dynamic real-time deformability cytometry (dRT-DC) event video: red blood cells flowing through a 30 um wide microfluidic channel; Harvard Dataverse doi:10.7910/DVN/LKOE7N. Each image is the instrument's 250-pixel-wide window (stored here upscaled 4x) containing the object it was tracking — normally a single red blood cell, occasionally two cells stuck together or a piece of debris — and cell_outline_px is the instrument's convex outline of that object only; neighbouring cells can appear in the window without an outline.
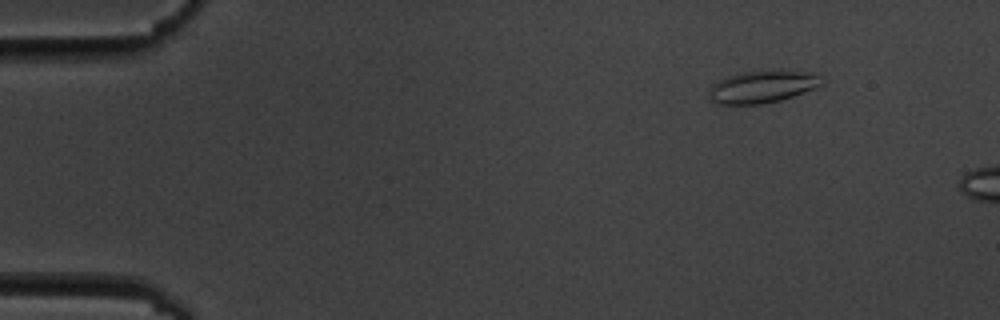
{"species": "common noctule bat (a hibernating species)", "species_latin": "Nyctalus noctula", "temperature_condition": "cold", "stored_images_in_passage": 4, "camera_frame_rate_fps": 3000, "um_per_image_px": 0.085, "animal": {"sex": "male", "body_mass_g": 19.5, "forearm_length_mm": 54.6}, "frame": {"image": 1, "passage_image": 2, "time_ms": 1.333, "image_size_px": [1000, 320], "cell_outline_px": [[820, 84], [804, 92], [780, 100], [760, 104], [716, 104], [708, 96], [708, 88], [712, 84], [728, 76], [744, 72], [780, 68], [816, 72], [820, 76]], "centroid_in_image_um": [64.79, 7.33], "position_along_channel_um": 20.2, "area_um2": 21.56}}